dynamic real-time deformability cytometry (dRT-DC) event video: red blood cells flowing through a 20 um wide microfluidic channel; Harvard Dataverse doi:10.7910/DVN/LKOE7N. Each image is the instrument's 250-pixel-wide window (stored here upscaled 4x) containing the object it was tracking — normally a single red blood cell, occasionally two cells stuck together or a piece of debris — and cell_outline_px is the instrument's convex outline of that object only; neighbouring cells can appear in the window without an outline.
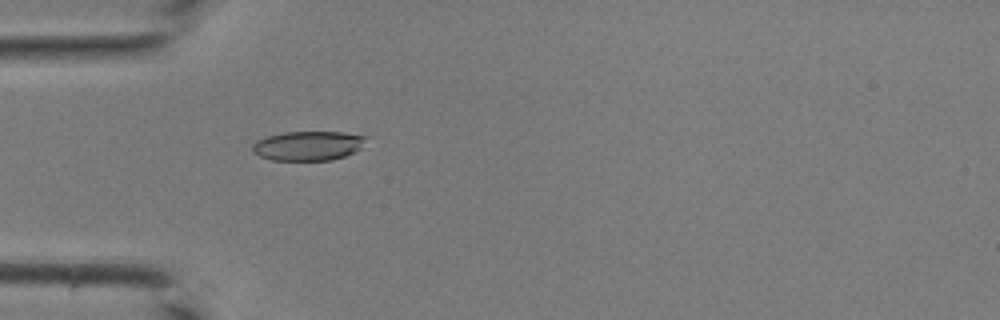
{"species": "common noctule bat (a hibernating species)", "species_latin": "Nyctalus noctula", "temperature_condition": "room temperature", "stored_images_in_passage": 30, "camera_frame_rate_fps": 3000, "um_per_image_px": 0.085, "animal": {"sex": "male", "body_mass_g": 19.0, "forearm_length_mm": 50.8}, "frame": {"image": 1, "passage_image": 1, "time_ms": 0.0, "image_size_px": [1000, 320], "cell_outline_px": [[368, 136], [360, 148], [356, 152], [332, 160], [272, 160], [260, 156], [252, 152], [252, 144], [256, 140], [264, 136], [284, 132], [344, 132]], "centroid_in_image_um": [26.17, 12.38], "position_along_channel_um": 58.8, "area_um2": 19.65}}
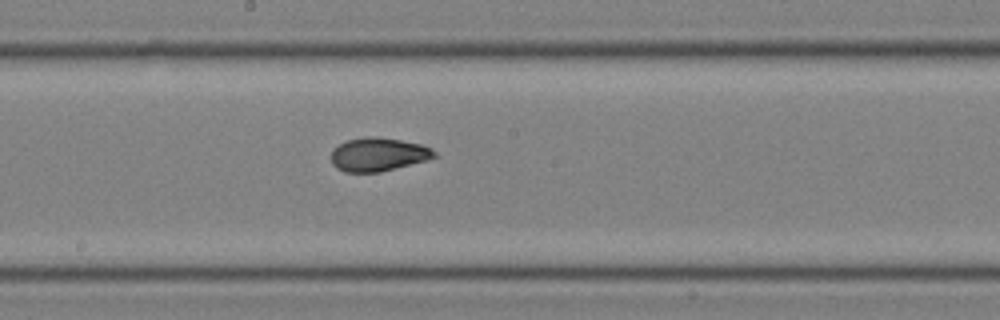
{"frame": {"image": 2, "passage_image": 11, "time_ms": 3.333, "image_size_px": [1000, 320], "cell_outline_px": [[436, 156], [428, 160], [380, 172], [344, 172], [336, 168], [332, 164], [332, 148], [348, 140], [364, 136], [376, 136], [424, 144], [432, 148], [436, 152]], "centroid_in_image_um": [32.17, 13.12], "position_along_channel_um": 216.0, "area_um2": 20.35}}
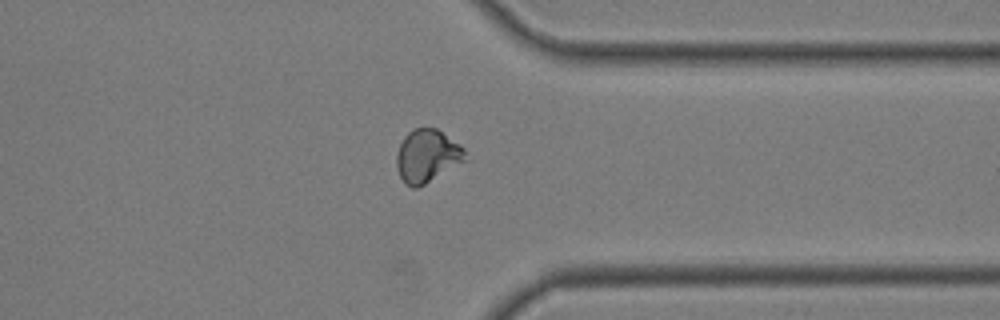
{"frame": {"image": 3, "passage_image": 21, "time_ms": 6.667, "image_size_px": [1000, 320], "cell_outline_px": [[468, 160], [424, 184], [416, 188], [412, 188], [400, 176], [396, 168], [396, 156], [400, 144], [404, 136], [412, 128], [436, 128], [460, 144], [464, 148]], "centroid_in_image_um": [36.32, 13.24], "position_along_channel_um": 375.1, "area_um2": 21.15}}